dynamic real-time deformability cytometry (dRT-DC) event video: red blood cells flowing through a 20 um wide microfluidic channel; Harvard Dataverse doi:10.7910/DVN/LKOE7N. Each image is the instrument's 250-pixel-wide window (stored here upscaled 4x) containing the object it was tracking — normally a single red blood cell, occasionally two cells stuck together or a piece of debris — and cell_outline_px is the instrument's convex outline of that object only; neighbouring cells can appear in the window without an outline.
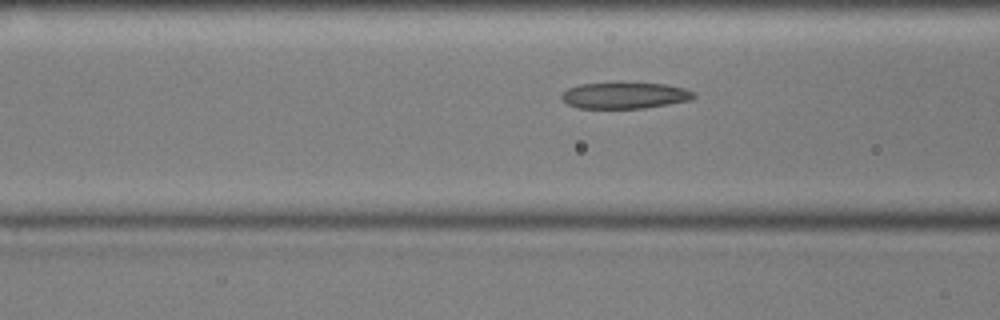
{"species": "common noctule bat (a hibernating species)", "species_latin": "Nyctalus noctula", "temperature_condition": "cold", "stored_images_in_passage": 53, "camera_frame_rate_fps": 3000, "um_per_image_px": 0.085, "animal": {"sex": "male", "body_mass_g": 17.9, "forearm_length_mm": 54.2}, "frame": {"image": 1, "passage_image": 18, "time_ms": 5.667, "image_size_px": [1000, 320], "cell_outline_px": [[696, 96], [692, 100], [644, 108], [576, 108], [568, 104], [560, 96], [568, 88], [580, 84], [664, 84], [684, 88], [696, 92]], "centroid_in_image_um": [53.14, 8.13], "position_along_channel_um": 113.5, "area_um2": 19.88}}
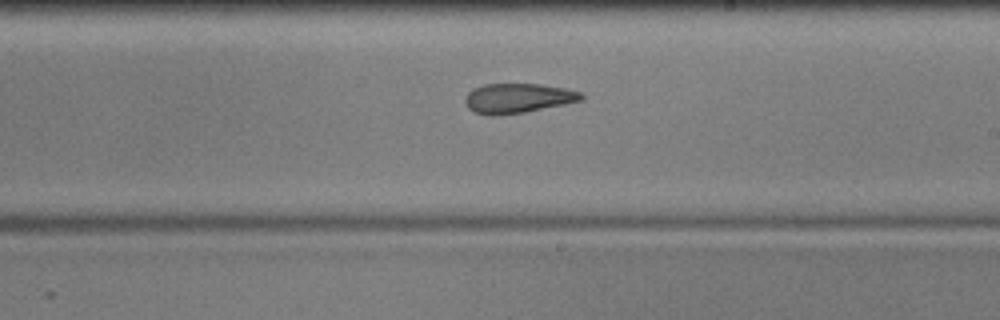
{"frame": {"image": 2, "passage_image": 29, "time_ms": 9.333, "image_size_px": [1000, 320], "cell_outline_px": [[584, 100], [524, 112], [500, 116], [488, 116], [472, 112], [468, 108], [464, 100], [464, 96], [472, 88], [484, 84], [540, 84], [568, 88], [580, 92], [584, 96]], "centroid_in_image_um": [43.98, 8.35], "position_along_channel_um": 245.0, "area_um2": 20.46}}
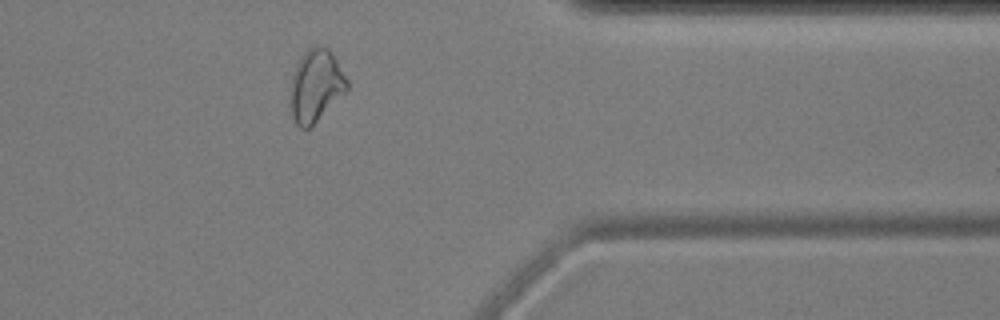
{"frame": {"image": 3, "passage_image": 42, "time_ms": 13.667, "image_size_px": [1000, 320], "cell_outline_px": [[348, 88], [308, 128], [300, 128], [296, 124], [292, 116], [288, 104], [292, 76], [304, 52], [308, 48], [328, 48], [336, 60], [348, 80]], "centroid_in_image_um": [26.8, 7.31], "position_along_channel_um": 384.6, "area_um2": 23.18}, "authors_computed_cell_mechanics": {"area_um2": 21.7906, "velocity_mm_per_s": 3.58, "shape_relaxation_time_tau1_ms": null, "shape_relaxation_time_tau2_ms": 3.3908, "deformation_change_tau1": null, "deformation_change_tau2": 0.1151}}